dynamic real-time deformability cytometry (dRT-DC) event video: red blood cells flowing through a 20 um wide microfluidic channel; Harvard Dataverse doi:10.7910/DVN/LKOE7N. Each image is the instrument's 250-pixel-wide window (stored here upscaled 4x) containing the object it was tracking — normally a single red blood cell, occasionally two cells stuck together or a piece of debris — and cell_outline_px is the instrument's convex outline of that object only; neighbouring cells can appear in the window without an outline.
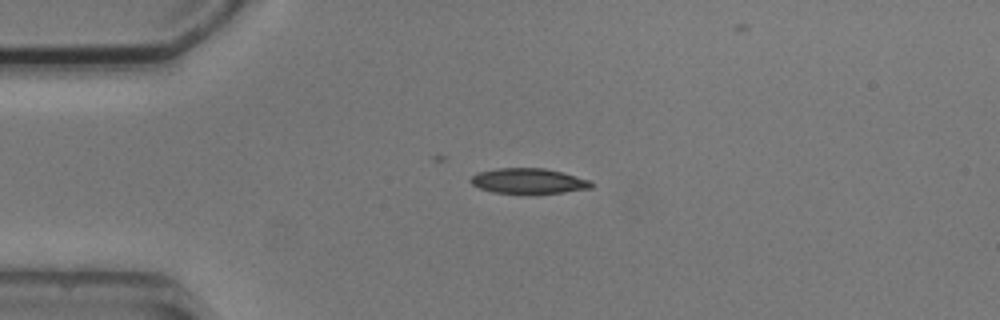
{"species": "common noctule bat (a hibernating species)", "species_latin": "Nyctalus noctula", "temperature_condition": "cold", "stored_images_in_passage": 2, "camera_frame_rate_fps": 3000, "um_per_image_px": 0.085, "animal": {"sex": "male", "body_mass_g": 20.5, "forearm_length_mm": 52.5}, "frame": {"image": 1, "passage_image": 1, "time_ms": 0.0, "image_size_px": [1000, 320], "cell_outline_px": [[592, 188], [564, 192], [532, 196], [492, 192], [480, 188], [472, 184], [468, 180], [476, 172], [496, 168], [544, 168], [592, 180]], "centroid_in_image_um": [44.9, 15.42], "position_along_channel_um": 40.1, "area_um2": 18.5}}